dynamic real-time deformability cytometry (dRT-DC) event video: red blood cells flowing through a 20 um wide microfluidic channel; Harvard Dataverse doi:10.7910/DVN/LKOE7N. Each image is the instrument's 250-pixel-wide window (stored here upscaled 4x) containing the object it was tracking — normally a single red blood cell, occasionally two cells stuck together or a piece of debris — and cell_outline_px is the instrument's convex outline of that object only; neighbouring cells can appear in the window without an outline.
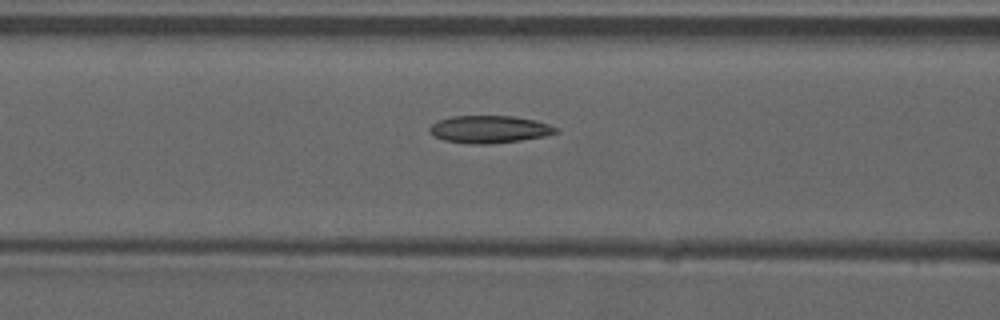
{"species": "common noctule bat (a hibernating species)", "species_latin": "Nyctalus noctula", "temperature_condition": "warm", "stored_images_in_passage": 28, "camera_frame_rate_fps": 3000, "um_per_image_px": 0.085, "animal": {"sex": "male", "forearm_length_mm": 52.5}, "frame": {"image": 1, "passage_image": 7, "time_ms": 2.0, "image_size_px": [1000, 320], "cell_outline_px": [[560, 132], [544, 136], [520, 140], [492, 144], [468, 144], [444, 140], [432, 136], [428, 132], [428, 128], [432, 124], [440, 120], [452, 116], [512, 116], [536, 120], [560, 128]], "centroid_in_image_um": [41.6, 11.0], "position_along_channel_um": 125.0, "area_um2": 20.4}}
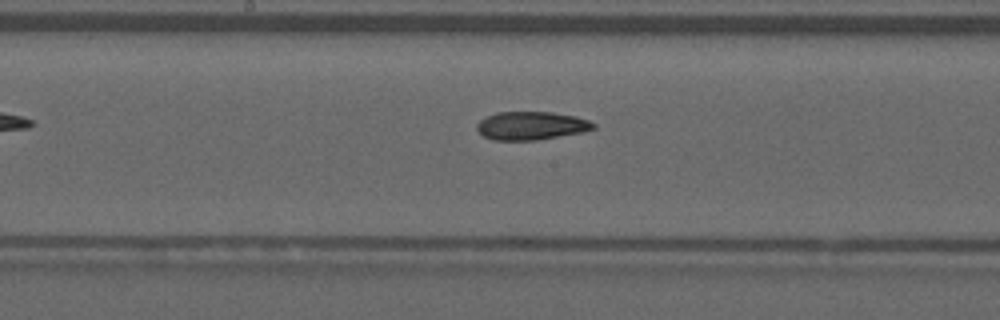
{"frame": {"image": 2, "passage_image": 13, "time_ms": 4.0, "image_size_px": [1000, 320], "cell_outline_px": [[596, 128], [584, 132], [532, 140], [492, 140], [484, 136], [476, 128], [476, 124], [484, 116], [496, 112], [552, 112], [576, 116], [588, 120], [596, 124]], "centroid_in_image_um": [45.14, 10.67], "position_along_channel_um": 203.1, "area_um2": 19.25}}
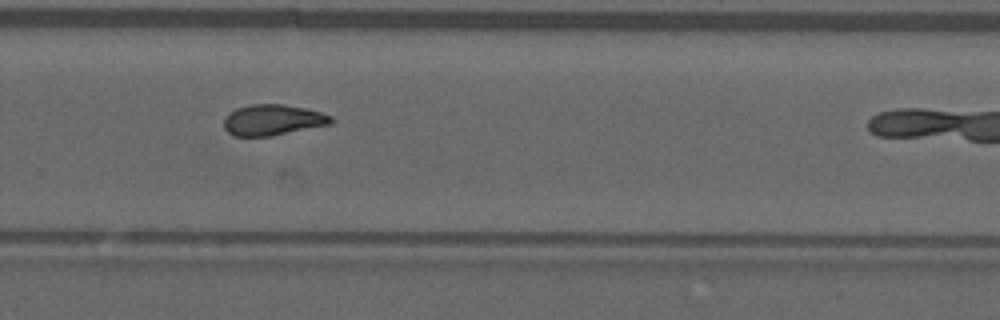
{"frame": {"image": 3, "passage_image": 21, "time_ms": 6.667, "image_size_px": [1000, 320], "cell_outline_px": [[332, 124], [272, 136], [236, 136], [228, 132], [224, 128], [224, 116], [236, 108], [248, 104], [284, 104], [304, 108], [320, 112], [332, 116]], "centroid_in_image_um": [23.17, 10.19], "position_along_channel_um": 306.6, "area_um2": 19.36}}